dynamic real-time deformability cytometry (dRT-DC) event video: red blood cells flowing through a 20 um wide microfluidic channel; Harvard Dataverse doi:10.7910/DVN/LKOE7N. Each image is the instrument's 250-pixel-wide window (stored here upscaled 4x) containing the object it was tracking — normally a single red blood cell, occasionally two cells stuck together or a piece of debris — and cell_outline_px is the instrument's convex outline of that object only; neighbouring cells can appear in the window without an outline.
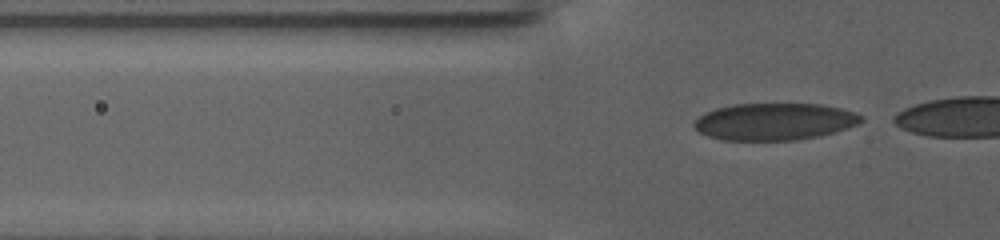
{"species": "human", "species_latin": "Homo sapiens", "temperature_condition": "warm", "stored_images_in_passage": 108, "camera_frame_rate_fps": 3000, "um_per_image_px": 0.085, "donor": {"sex": "female"}, "frame": {"image": 1, "passage_image": 33, "time_ms": 10.667, "image_size_px": [1000, 240], "cell_outline_px": [[864, 120], [848, 128], [816, 136], [796, 140], [720, 140], [708, 136], [700, 132], [692, 124], [704, 112], [716, 108], [732, 104], [820, 104], [840, 108], [856, 112], [864, 116]], "centroid_in_image_um": [65.82, 10.33], "position_along_channel_um": 60.0, "area_um2": 36.01}}
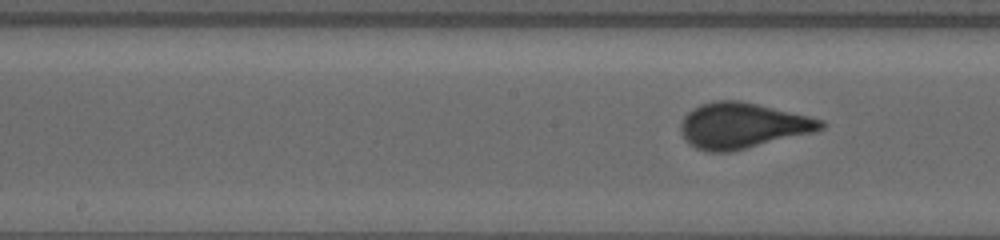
{"frame": {"image": 2, "passage_image": 63, "time_ms": 20.667, "image_size_px": [1000, 240], "cell_outline_px": [[828, 124], [824, 128], [816, 132], [732, 152], [708, 152], [696, 148], [684, 140], [680, 132], [680, 120], [692, 108], [700, 104], [716, 100], [740, 100], [808, 116], [824, 120]], "centroid_in_image_um": [63.1, 10.68], "position_along_channel_um": 185.1, "area_um2": 37.74}}
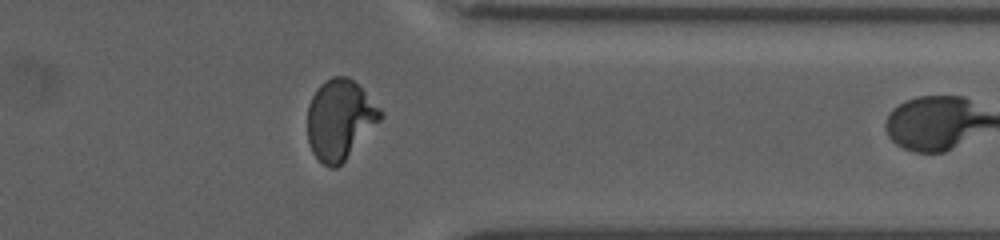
{"frame": {"image": 3, "passage_image": 107, "time_ms": 35.333, "image_size_px": [1000, 240], "cell_outline_px": [[384, 116], [344, 160], [336, 168], [328, 168], [312, 152], [308, 144], [308, 104], [312, 96], [320, 84], [324, 80], [332, 76], [348, 76], [384, 112]], "centroid_in_image_um": [28.87, 10.15], "position_along_channel_um": 382.5, "area_um2": 33.64}}